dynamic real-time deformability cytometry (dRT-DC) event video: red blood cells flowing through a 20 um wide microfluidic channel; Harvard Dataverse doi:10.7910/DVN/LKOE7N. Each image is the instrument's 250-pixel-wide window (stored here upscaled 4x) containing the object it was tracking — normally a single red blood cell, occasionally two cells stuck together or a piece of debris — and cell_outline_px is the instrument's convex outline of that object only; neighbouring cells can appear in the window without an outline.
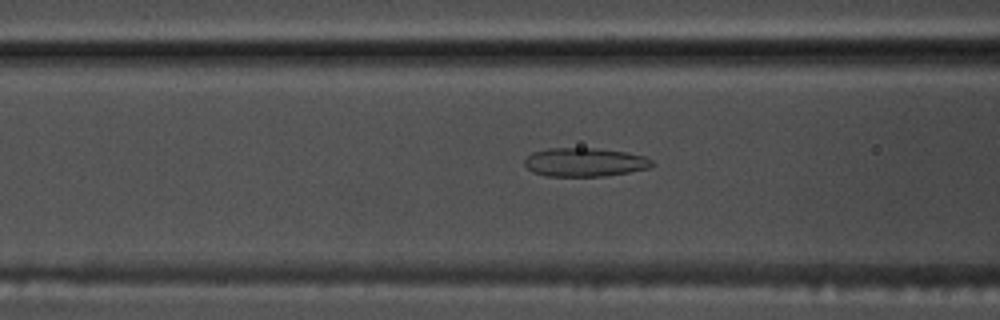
{"species": "common noctule bat (a hibernating species)", "species_latin": "Nyctalus noctula", "temperature_condition": "warm", "stored_images_in_passage": 55, "camera_frame_rate_fps": 3000, "um_per_image_px": 0.085, "animal": {"sex": "male", "body_mass_g": 17.5, "forearm_length_mm": 52.3}, "frame": {"image": 1, "passage_image": 22, "time_ms": 7.0, "image_size_px": [1000, 320], "cell_outline_px": [[656, 164], [648, 168], [628, 172], [604, 176], [548, 176], [532, 172], [524, 164], [524, 160], [532, 152], [548, 148], [596, 148], [624, 152], [644, 156], [652, 160]], "centroid_in_image_um": [49.69, 13.78], "position_along_channel_um": 116.9, "area_um2": 21.27}}
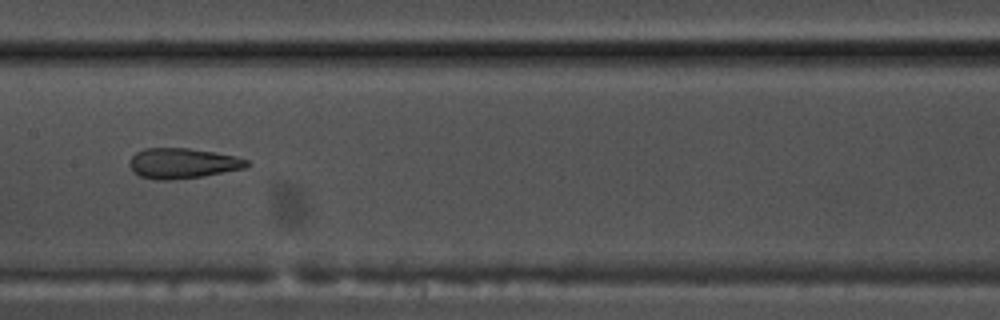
{"frame": {"image": 2, "passage_image": 28, "time_ms": 9.0, "image_size_px": [1000, 320], "cell_outline_px": [[248, 164], [244, 168], [200, 176], [168, 180], [156, 180], [140, 176], [132, 172], [128, 164], [128, 160], [136, 152], [144, 148], [188, 148], [236, 156], [248, 160]], "centroid_in_image_um": [15.44, 13.87], "position_along_channel_um": 192.0, "area_um2": 20.58}}
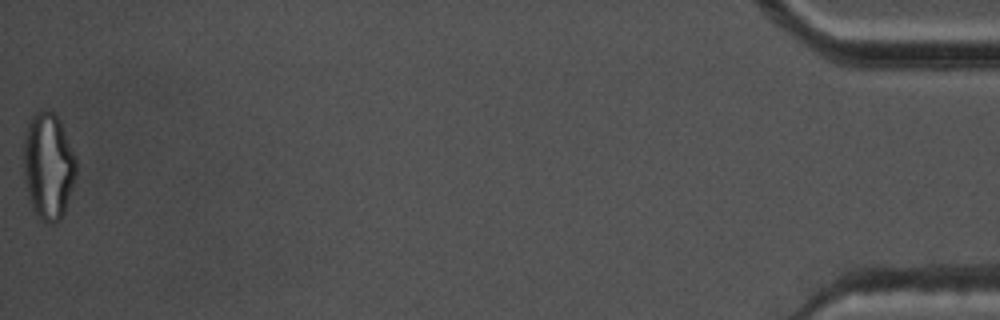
{"frame": {"image": 3, "passage_image": 55, "time_ms": 18.0, "image_size_px": [1000, 320], "cell_outline_px": [[76, 176], [64, 212], [60, 220], [56, 224], [48, 224], [32, 208], [28, 200], [24, 180], [24, 132], [32, 116], [36, 112], [44, 108], [48, 108], [60, 120], [64, 128], [76, 160]], "centroid_in_image_um": [4.09, 14.1], "position_along_channel_um": 431.1, "area_um2": 32.89}, "authors_computed_cell_mechanics": {"area_um2": 24.2182, "velocity_mm_per_s": 3.7521, "shape_relaxation_time_tau1_ms": null, "shape_relaxation_time_tau2_ms": 2.1152, "deformation_change_tau1": null, "deformation_change_tau2": 0.1183}}